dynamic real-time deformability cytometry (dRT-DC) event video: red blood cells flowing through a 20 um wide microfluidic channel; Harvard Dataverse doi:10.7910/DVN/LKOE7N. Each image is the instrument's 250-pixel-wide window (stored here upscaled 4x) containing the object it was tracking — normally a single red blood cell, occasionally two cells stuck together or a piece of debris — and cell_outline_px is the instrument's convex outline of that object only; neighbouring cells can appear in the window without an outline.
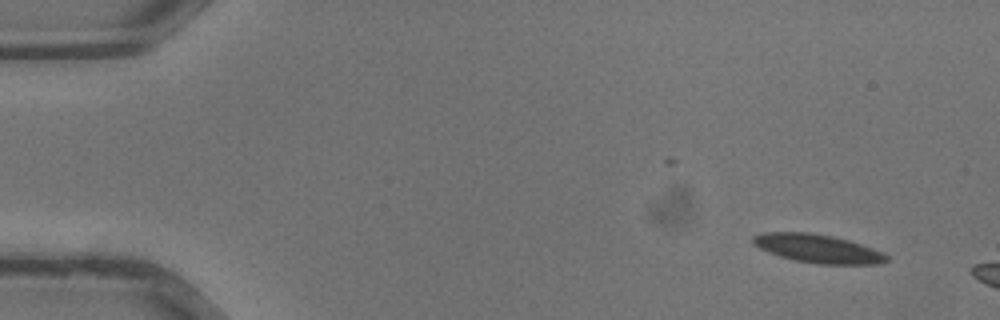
{"species": "common noctule bat (a hibernating species)", "species_latin": "Nyctalus noctula", "temperature_condition": "warm", "stored_images_in_passage": 29, "camera_frame_rate_fps": 3000, "um_per_image_px": 0.085, "animal": {"sex": "male", "body_mass_g": 13.3}, "frame": {"image": 1, "passage_image": 1, "time_ms": 0.0, "image_size_px": [1000, 320], "cell_outline_px": [[888, 260], [880, 264], [820, 264], [796, 260], [780, 256], [760, 248], [752, 244], [752, 236], [764, 232], [808, 232], [832, 236], [848, 240], [884, 252], [888, 256]], "centroid_in_image_um": [69.52, 21.12], "position_along_channel_um": 15.5, "area_um2": 22.02}}
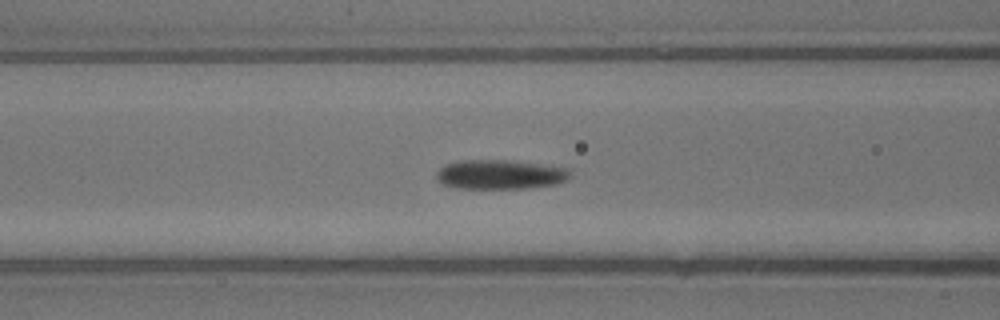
{"frame": {"image": 2, "passage_image": 13, "time_ms": 4.0, "image_size_px": [1000, 320], "cell_outline_px": [[572, 176], [568, 180], [556, 184], [528, 188], [456, 188], [444, 184], [436, 176], [436, 172], [444, 164], [460, 160], [512, 160], [568, 168]], "centroid_in_image_um": [42.54, 14.82], "position_along_channel_um": 124.1, "area_um2": 23.0}}
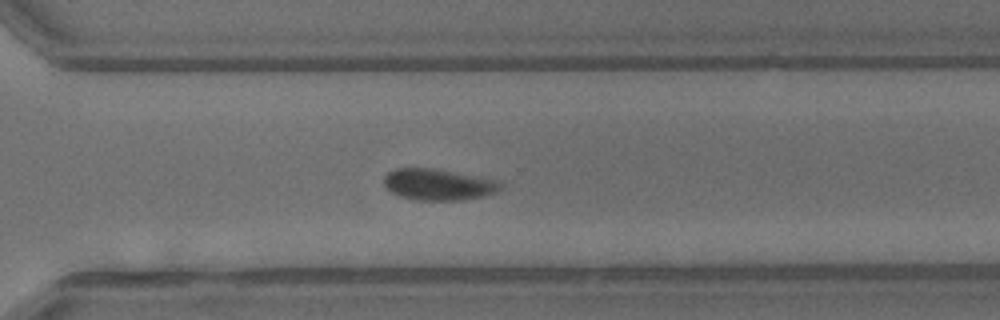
{"frame": {"image": 3, "passage_image": 24, "time_ms": 7.667, "image_size_px": [1000, 320], "cell_outline_px": [[500, 188], [496, 192], [484, 196], [464, 200], [420, 200], [400, 196], [384, 188], [384, 176], [388, 172], [396, 168], [436, 168], [480, 176], [500, 180]], "centroid_in_image_um": [37.26, 15.67], "position_along_channel_um": 333.3, "area_um2": 21.5}}